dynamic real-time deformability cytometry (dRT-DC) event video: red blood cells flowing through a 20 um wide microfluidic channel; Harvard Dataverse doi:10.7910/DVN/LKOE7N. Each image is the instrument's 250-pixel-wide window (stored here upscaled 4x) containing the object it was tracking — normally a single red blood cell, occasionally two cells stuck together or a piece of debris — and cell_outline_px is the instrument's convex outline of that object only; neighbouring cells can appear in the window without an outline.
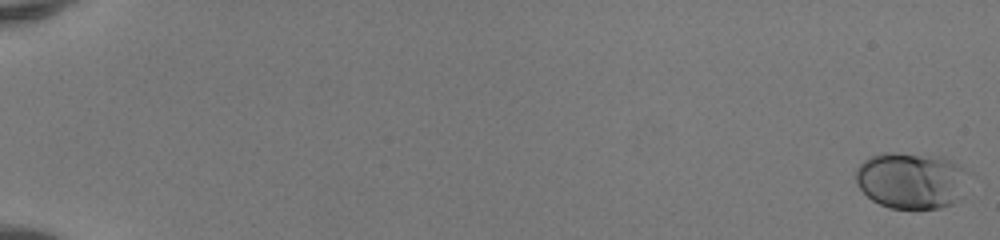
{"species": "human", "species_latin": "Homo sapiens", "temperature_condition": "room temperature", "stored_images_in_passage": 52, "camera_frame_rate_fps": 3000, "um_per_image_px": 0.085, "donor": {"sex": "female"}, "frame": {"image": 1, "passage_image": 1, "time_ms": 0.0, "image_size_px": [1000, 240], "cell_outline_px": [[968, 172], [964, 196], [956, 204], [940, 208], [892, 208], [880, 204], [872, 200], [856, 184], [856, 168], [868, 156], [884, 152], [896, 152], [944, 156], [964, 168]], "centroid_in_image_um": [77.5, 15.32], "position_along_channel_um": 7.5, "area_um2": 37.8}}
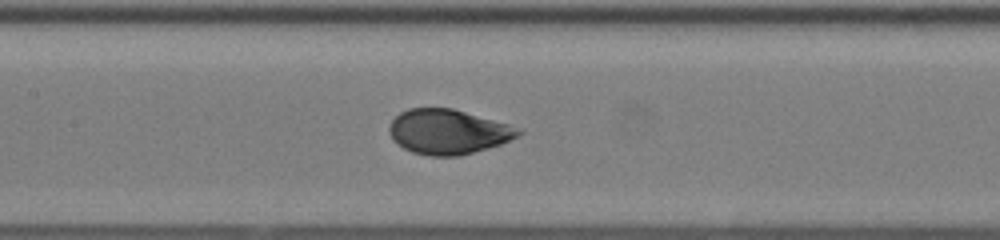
{"frame": {"image": 2, "passage_image": 28, "time_ms": 9.0, "image_size_px": [1000, 240], "cell_outline_px": [[524, 132], [520, 136], [500, 144], [488, 148], [460, 156], [432, 156], [412, 152], [404, 148], [388, 132], [388, 128], [392, 120], [400, 112], [408, 108], [452, 108], [508, 124], [520, 128]], "centroid_in_image_um": [38.11, 11.2], "position_along_channel_um": 169.3, "area_um2": 33.58}}
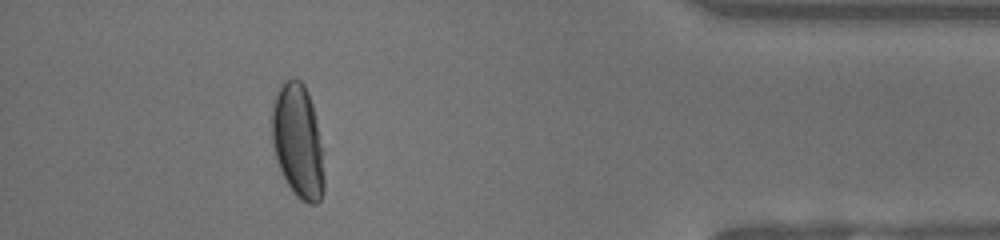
{"frame": {"image": 3, "passage_image": 48, "time_ms": 15.667, "image_size_px": [1000, 240], "cell_outline_px": [[324, 192], [320, 200], [316, 204], [308, 204], [300, 200], [292, 192], [276, 160], [272, 144], [272, 104], [276, 92], [280, 84], [284, 80], [292, 76], [300, 80], [304, 84], [308, 92], [312, 104], [316, 120], [320, 144], [324, 176]], "centroid_in_image_um": [25.3, 11.98], "position_along_channel_um": 409.9, "area_um2": 34.85}, "authors_computed_cell_mechanics": {"area_um2": 34.0442, "velocity_mm_per_s": 4.1555, "shape_relaxation_time_tau1_ms": 3.9038, "shape_relaxation_time_tau2_ms": null, "deformation_change_tau1": 0.1661, "deformation_change_tau2": null}}